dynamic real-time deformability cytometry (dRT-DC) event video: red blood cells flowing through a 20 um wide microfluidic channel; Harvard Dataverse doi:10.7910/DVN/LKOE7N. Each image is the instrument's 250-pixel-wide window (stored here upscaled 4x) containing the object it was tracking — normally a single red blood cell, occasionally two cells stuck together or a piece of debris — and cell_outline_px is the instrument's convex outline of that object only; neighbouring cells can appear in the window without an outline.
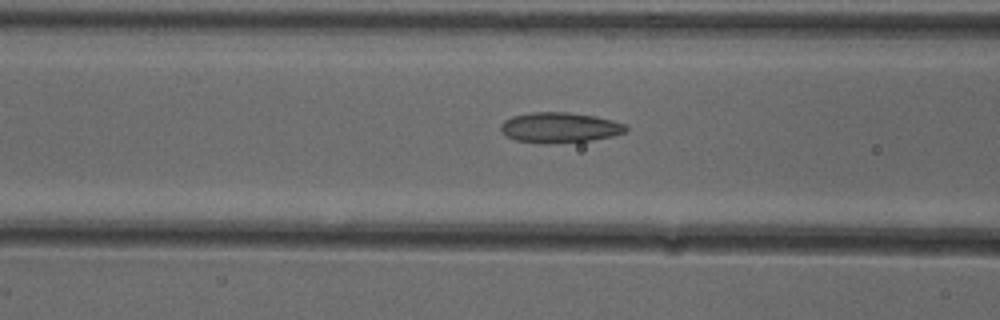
{"species": "common noctule bat (a hibernating species)", "species_latin": "Nyctalus noctula", "temperature_condition": "cold", "stored_images_in_passage": 28, "camera_frame_rate_fps": 3000, "um_per_image_px": 0.085, "animal": {"sex": "female"}, "frame": {"image": 1, "passage_image": 6, "time_ms": 1.667, "image_size_px": [1000, 320], "cell_outline_px": [[628, 128], [624, 132], [612, 136], [592, 140], [544, 144], [516, 140], [508, 136], [500, 128], [500, 124], [504, 120], [512, 116], [532, 112], [568, 112], [596, 116], [612, 120], [624, 124]], "centroid_in_image_um": [47.56, 10.83], "position_along_channel_um": 119.0, "area_um2": 22.02}}
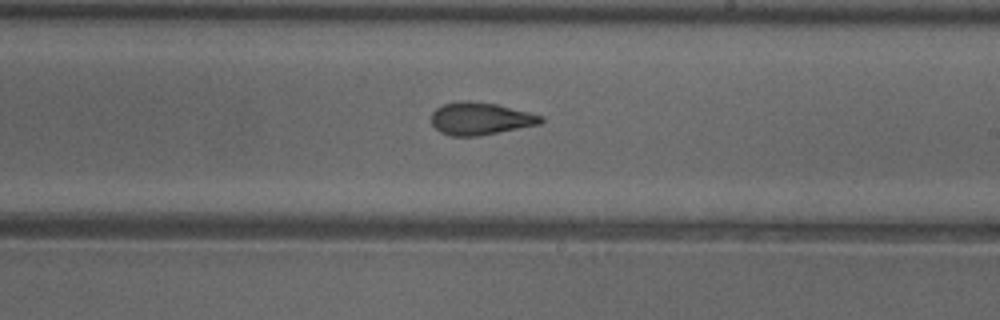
{"frame": {"image": 2, "passage_image": 16, "time_ms": 5.0, "image_size_px": [1000, 320], "cell_outline_px": [[544, 120], [540, 124], [480, 136], [452, 136], [440, 132], [432, 124], [432, 112], [436, 108], [444, 104], [460, 100], [464, 100], [496, 104], [544, 116]], "centroid_in_image_um": [40.83, 10.09], "position_along_channel_um": 248.2, "area_um2": 20.69}}
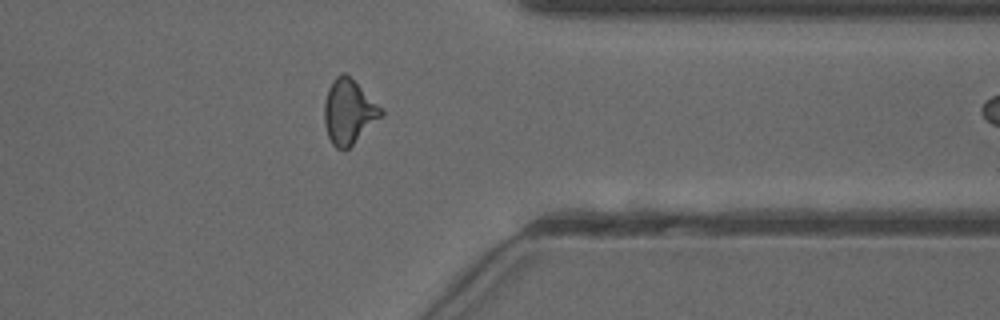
{"frame": {"image": 3, "passage_image": 27, "time_ms": 8.667, "image_size_px": [1000, 320], "cell_outline_px": [[384, 116], [344, 152], [336, 148], [332, 144], [328, 136], [324, 124], [324, 104], [328, 88], [332, 80], [340, 72], [344, 72], [384, 108]], "centroid_in_image_um": [29.66, 9.51], "position_along_channel_um": 381.7, "area_um2": 21.73}}